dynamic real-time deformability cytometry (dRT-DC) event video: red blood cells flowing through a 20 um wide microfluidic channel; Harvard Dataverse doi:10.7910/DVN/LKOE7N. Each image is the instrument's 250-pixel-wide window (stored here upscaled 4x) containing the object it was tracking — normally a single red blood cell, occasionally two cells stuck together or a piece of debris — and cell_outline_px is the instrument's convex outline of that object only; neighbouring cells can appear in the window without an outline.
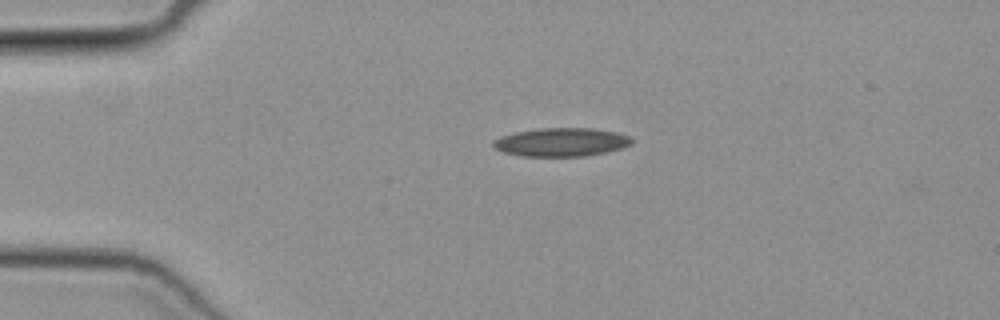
{"species": "common noctule bat (a hibernating species)", "species_latin": "Nyctalus noctula", "temperature_condition": "cold", "stored_images_in_passage": 40, "camera_frame_rate_fps": 3000, "um_per_image_px": 0.085, "animal": {"sex": "female", "body_mass_g": 19.3, "forearm_length_mm": 54.1}, "frame": {"image": 1, "passage_image": 1, "time_ms": 0.0, "image_size_px": [1000, 320], "cell_outline_px": [[632, 144], [620, 148], [604, 152], [584, 156], [520, 156], [504, 152], [496, 148], [492, 144], [492, 140], [500, 136], [516, 132], [540, 128], [592, 128], [616, 132], [632, 136]], "centroid_in_image_um": [47.7, 12.07], "position_along_channel_um": 37.3, "area_um2": 22.95}}
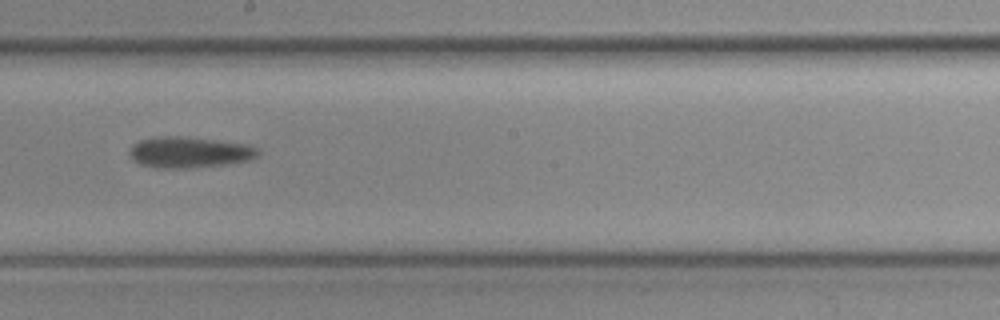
{"frame": {"image": 2, "passage_image": 18, "time_ms": 5.667, "image_size_px": [1000, 320], "cell_outline_px": [[260, 152], [252, 160], [228, 164], [192, 168], [156, 168], [140, 164], [132, 160], [128, 152], [132, 144], [140, 140], [164, 136], [176, 136], [212, 140], [244, 144], [256, 148]], "centroid_in_image_um": [16.05, 12.97], "position_along_channel_um": 232.1, "area_um2": 23.12}}
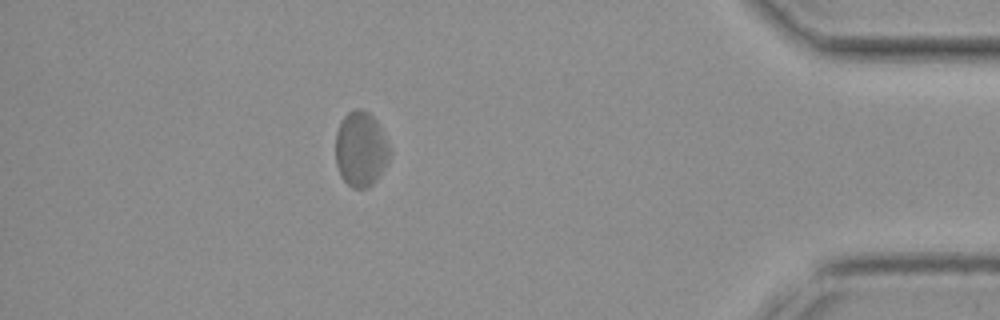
{"frame": {"image": 3, "passage_image": 34, "time_ms": 11.0, "image_size_px": [1000, 320], "cell_outline_px": [[388, 164], [376, 180], [368, 188], [352, 188], [340, 176], [336, 164], [336, 132], [344, 116], [348, 112], [356, 108], [360, 108], [368, 112], [376, 120], [388, 144]], "centroid_in_image_um": [30.65, 12.69], "position_along_channel_um": 404.6, "area_um2": 23.52}}